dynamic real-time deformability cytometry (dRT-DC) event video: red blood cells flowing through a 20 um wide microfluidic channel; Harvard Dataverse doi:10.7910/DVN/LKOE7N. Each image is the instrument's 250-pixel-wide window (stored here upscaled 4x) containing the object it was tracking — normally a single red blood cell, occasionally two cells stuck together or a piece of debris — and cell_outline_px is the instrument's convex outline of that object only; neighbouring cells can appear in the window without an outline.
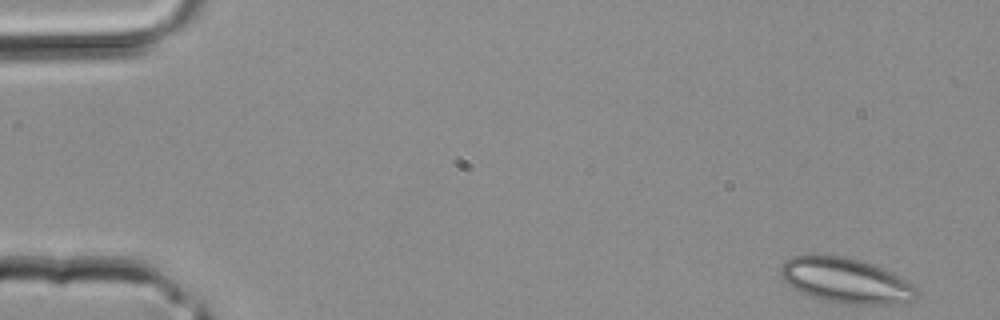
{"species": "common noctule bat (a hibernating species)", "species_latin": "Nyctalus noctula", "temperature_condition": "room temperature", "stored_images_in_passage": 2, "camera_frame_rate_fps": 3000, "um_per_image_px": 0.085, "animal": {"sex": "male", "body_mass_g": 20.4}, "frame": {"image": 1, "passage_image": 1, "time_ms": 0.0, "image_size_px": [1000, 320], "cell_outline_px": [[920, 296], [912, 300], [892, 304], [844, 304], [820, 300], [800, 292], [792, 288], [780, 276], [780, 264], [784, 260], [792, 256], [844, 256], [860, 260], [884, 268], [916, 284], [920, 288]], "centroid_in_image_um": [71.94, 23.86], "position_along_channel_um": 13.1, "area_um2": 36.3}}